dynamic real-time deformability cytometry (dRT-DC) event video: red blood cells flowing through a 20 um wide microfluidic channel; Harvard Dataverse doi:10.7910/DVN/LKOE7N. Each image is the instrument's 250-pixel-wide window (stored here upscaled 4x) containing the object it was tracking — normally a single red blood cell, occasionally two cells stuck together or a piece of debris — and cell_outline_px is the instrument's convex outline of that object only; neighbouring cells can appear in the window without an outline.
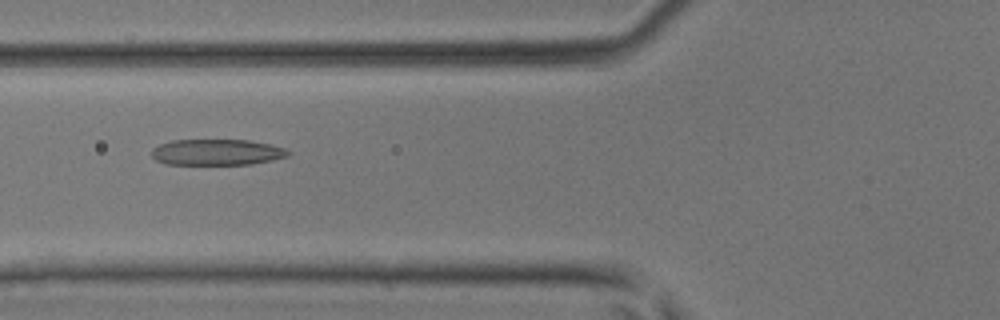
{"species": "common noctule bat (a hibernating species)", "species_latin": "Nyctalus noctula", "temperature_condition": "room temperature", "stored_images_in_passage": 47, "camera_frame_rate_fps": 3000, "um_per_image_px": 0.085, "animal": {"sex": "male", "body_mass_g": 17.9, "forearm_length_mm": 54.2}, "frame": {"image": 1, "passage_image": 18, "time_ms": 5.667, "image_size_px": [1000, 320], "cell_outline_px": [[292, 152], [288, 156], [272, 160], [252, 164], [164, 164], [156, 160], [152, 156], [152, 148], [160, 144], [172, 140], [248, 140], [272, 144], [284, 148]], "centroid_in_image_um": [18.45, 12.93], "position_along_channel_um": 107.4, "area_um2": 20.75}}
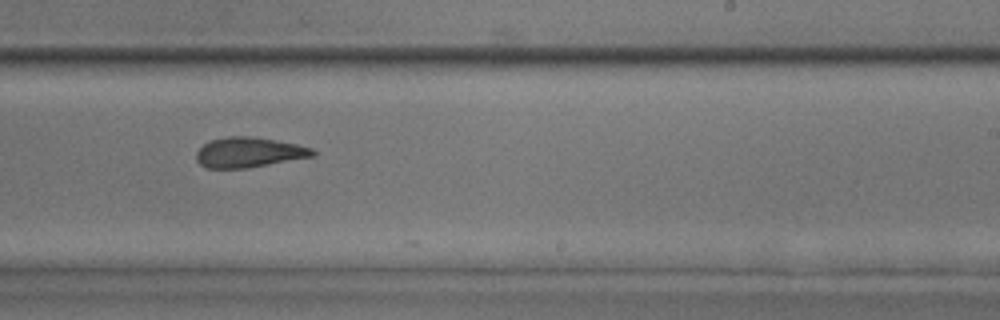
{"frame": {"image": 2, "passage_image": 29, "time_ms": 9.333, "image_size_px": [1000, 320], "cell_outline_px": [[316, 152], [312, 156], [244, 168], [208, 168], [200, 164], [196, 160], [196, 152], [204, 144], [212, 140], [228, 136], [248, 136], [296, 144], [312, 148]], "centroid_in_image_um": [21.1, 12.95], "position_along_channel_um": 267.9, "area_um2": 19.88}}
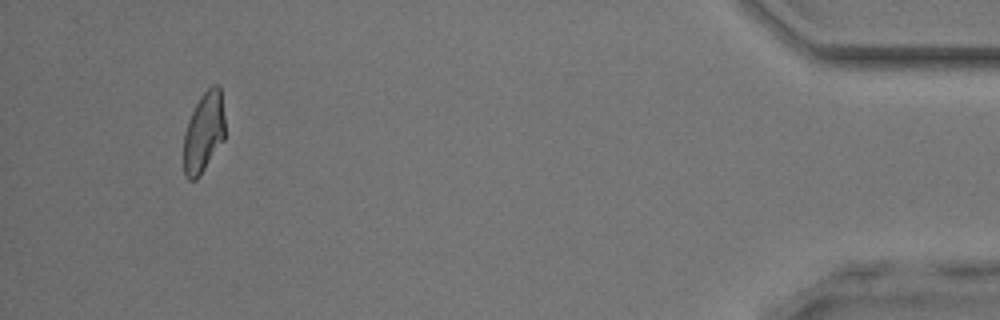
{"frame": {"image": 3, "passage_image": 44, "time_ms": 14.333, "image_size_px": [1000, 320], "cell_outline_px": [[224, 140], [200, 176], [196, 180], [188, 180], [184, 176], [184, 132], [188, 120], [200, 96], [212, 84], [216, 84], [220, 88], [224, 116]], "centroid_in_image_um": [17.31, 11.28], "position_along_channel_um": 417.9, "area_um2": 19.42}}